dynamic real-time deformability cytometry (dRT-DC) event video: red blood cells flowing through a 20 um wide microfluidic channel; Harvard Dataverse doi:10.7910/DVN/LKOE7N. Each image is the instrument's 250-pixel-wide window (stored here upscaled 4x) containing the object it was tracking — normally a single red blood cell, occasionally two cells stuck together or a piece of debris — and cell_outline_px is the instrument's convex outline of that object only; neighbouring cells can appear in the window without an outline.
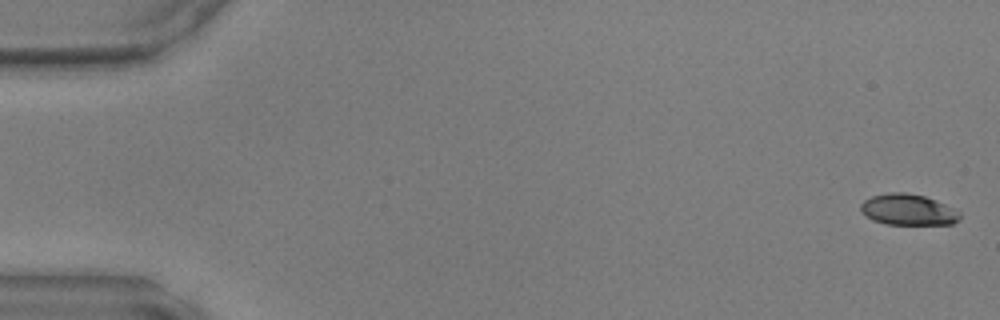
{"species": "common noctule bat (a hibernating species)", "species_latin": "Nyctalus noctula", "temperature_condition": "warm", "stored_images_in_passage": 48, "camera_frame_rate_fps": 3000, "um_per_image_px": 0.085, "animal": {"sex": "male", "body_mass_g": 17.9, "forearm_length_mm": 54.2}, "frame": {"image": 1, "passage_image": 1, "time_ms": 0.0, "image_size_px": [1000, 320], "cell_outline_px": [[960, 220], [952, 224], [888, 224], [872, 220], [860, 208], [860, 204], [864, 200], [872, 196], [888, 192], [904, 192], [924, 196], [936, 200], [960, 212]], "centroid_in_image_um": [77.2, 17.82], "position_along_channel_um": 7.8, "area_um2": 17.8}}
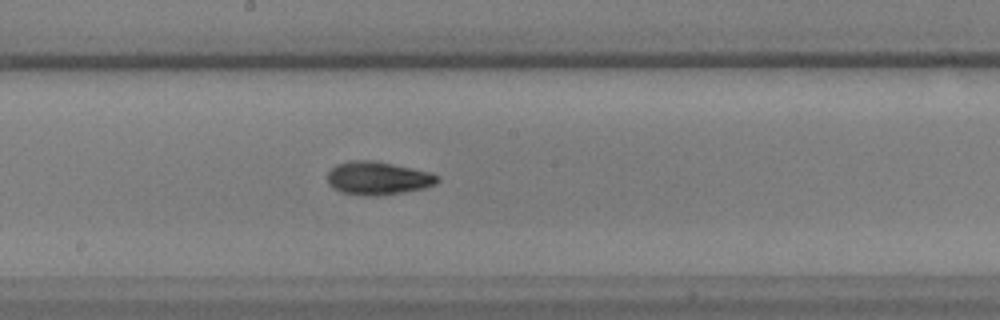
{"frame": {"image": 2, "passage_image": 26, "time_ms": 8.333, "image_size_px": [1000, 320], "cell_outline_px": [[440, 180], [436, 184], [424, 188], [400, 192], [368, 196], [340, 192], [332, 188], [328, 184], [328, 172], [336, 164], [356, 160], [372, 160], [432, 172], [440, 176]], "centroid_in_image_um": [32.13, 15.14], "position_along_channel_um": 216.1, "area_um2": 21.15}}
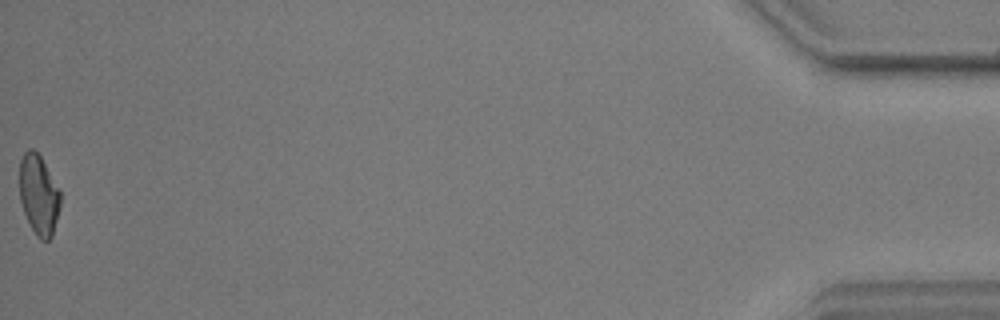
{"frame": {"image": 3, "passage_image": 48, "time_ms": 15.667, "image_size_px": [1000, 320], "cell_outline_px": [[60, 208], [52, 236], [48, 240], [40, 240], [36, 236], [24, 212], [20, 200], [20, 160], [24, 152], [28, 148], [32, 148], [40, 156], [60, 188]], "centroid_in_image_um": [3.31, 16.55], "position_along_channel_um": 431.9, "area_um2": 19.07}}